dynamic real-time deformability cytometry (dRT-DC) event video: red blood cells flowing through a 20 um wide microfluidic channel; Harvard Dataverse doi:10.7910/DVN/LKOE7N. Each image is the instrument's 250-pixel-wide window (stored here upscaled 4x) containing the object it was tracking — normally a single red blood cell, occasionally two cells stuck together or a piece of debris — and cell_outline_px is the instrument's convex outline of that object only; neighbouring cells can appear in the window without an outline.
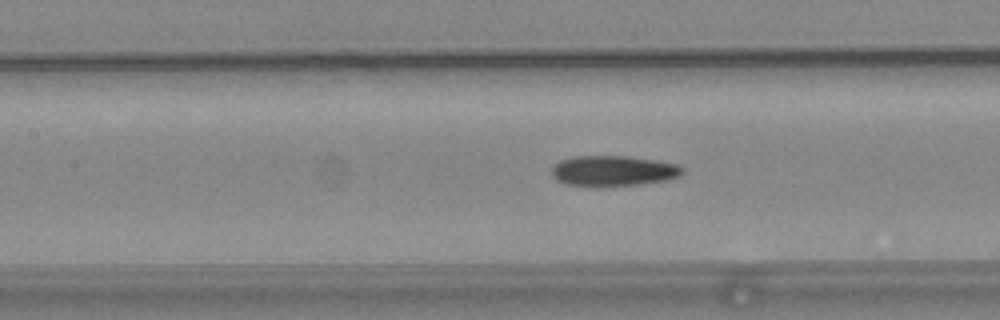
{"species": "common noctule bat (a hibernating species)", "species_latin": "Nyctalus noctula", "temperature_condition": "warm", "stored_images_in_passage": 55, "camera_frame_rate_fps": 3000, "um_per_image_px": 0.085, "animal": {"sex": "female", "body_mass_g": 24.6, "forearm_length_mm": 56.2}, "frame": {"image": 1, "passage_image": 25, "time_ms": 8.0, "image_size_px": [1000, 320], "cell_outline_px": [[684, 172], [680, 176], [668, 180], [636, 184], [600, 188], [596, 188], [564, 184], [556, 180], [552, 176], [552, 168], [560, 160], [572, 156], [628, 156], [656, 160], [676, 164], [684, 168]], "centroid_in_image_um": [52.1, 14.54], "position_along_channel_um": 155.3, "area_um2": 23.76}}
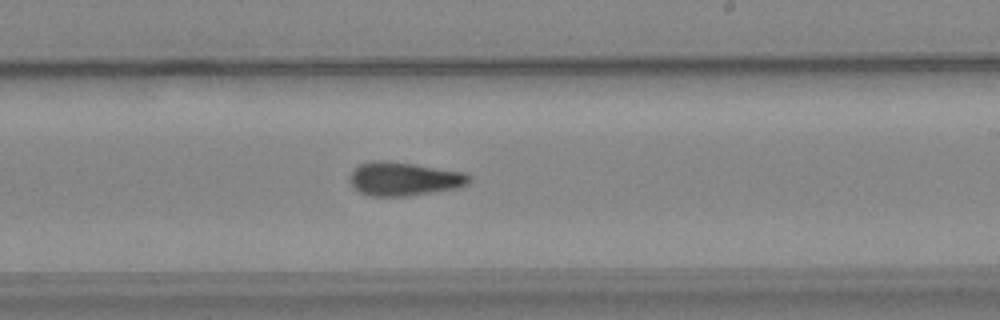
{"frame": {"image": 2, "passage_image": 33, "time_ms": 10.667, "image_size_px": [1000, 320], "cell_outline_px": [[472, 180], [468, 184], [456, 188], [408, 196], [368, 196], [360, 192], [348, 180], [348, 176], [352, 168], [360, 164], [372, 160], [388, 160], [464, 172], [472, 176]], "centroid_in_image_um": [34.31, 15.19], "position_along_channel_um": 254.7, "area_um2": 23.64}}
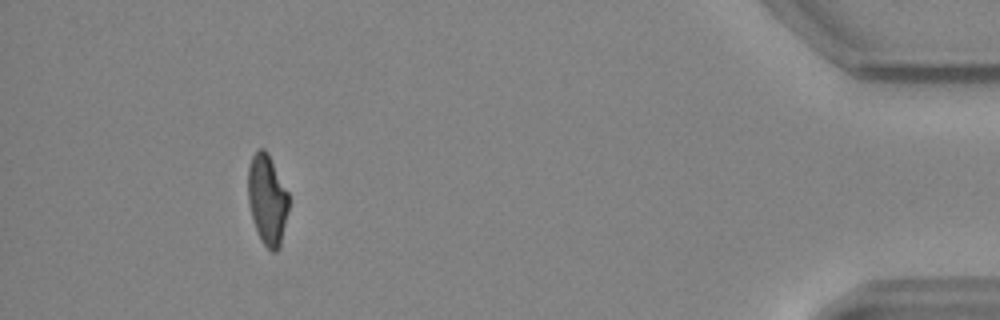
{"frame": {"image": 3, "passage_image": 51, "time_ms": 16.667, "image_size_px": [1000, 320], "cell_outline_px": [[288, 208], [280, 248], [276, 252], [272, 252], [260, 240], [248, 204], [248, 168], [252, 156], [260, 148], [264, 148], [268, 152], [288, 192]], "centroid_in_image_um": [22.71, 16.96], "position_along_channel_um": 412.5, "area_um2": 21.33}, "authors_computed_cell_mechanics": {"area_um2": 22.4842, "velocity_mm_per_s": 3.7441, "shape_relaxation_time_tau1_ms": null, "shape_relaxation_time_tau2_ms": 3.8757, "deformation_change_tau1": null, "deformation_change_tau2": 0.1121}}